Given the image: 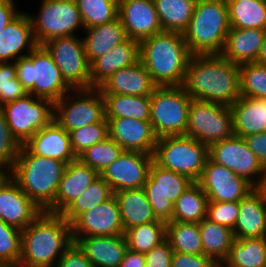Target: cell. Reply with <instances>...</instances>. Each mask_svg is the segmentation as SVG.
I'll return each instance as SVG.
<instances>
[{
	"instance_id": "45",
	"label": "cell",
	"mask_w": 266,
	"mask_h": 267,
	"mask_svg": "<svg viewBox=\"0 0 266 267\" xmlns=\"http://www.w3.org/2000/svg\"><path fill=\"white\" fill-rule=\"evenodd\" d=\"M21 232L0 220V267H18L21 257Z\"/></svg>"
},
{
	"instance_id": "54",
	"label": "cell",
	"mask_w": 266,
	"mask_h": 267,
	"mask_svg": "<svg viewBox=\"0 0 266 267\" xmlns=\"http://www.w3.org/2000/svg\"><path fill=\"white\" fill-rule=\"evenodd\" d=\"M20 12L13 0H0V34Z\"/></svg>"
},
{
	"instance_id": "41",
	"label": "cell",
	"mask_w": 266,
	"mask_h": 267,
	"mask_svg": "<svg viewBox=\"0 0 266 267\" xmlns=\"http://www.w3.org/2000/svg\"><path fill=\"white\" fill-rule=\"evenodd\" d=\"M130 250L146 254L166 239V222L162 220L134 226L124 232Z\"/></svg>"
},
{
	"instance_id": "11",
	"label": "cell",
	"mask_w": 266,
	"mask_h": 267,
	"mask_svg": "<svg viewBox=\"0 0 266 267\" xmlns=\"http://www.w3.org/2000/svg\"><path fill=\"white\" fill-rule=\"evenodd\" d=\"M186 136L208 147L234 135L230 106L192 99Z\"/></svg>"
},
{
	"instance_id": "18",
	"label": "cell",
	"mask_w": 266,
	"mask_h": 267,
	"mask_svg": "<svg viewBox=\"0 0 266 267\" xmlns=\"http://www.w3.org/2000/svg\"><path fill=\"white\" fill-rule=\"evenodd\" d=\"M43 210L28 197L8 173L0 176V220L24 230Z\"/></svg>"
},
{
	"instance_id": "37",
	"label": "cell",
	"mask_w": 266,
	"mask_h": 267,
	"mask_svg": "<svg viewBox=\"0 0 266 267\" xmlns=\"http://www.w3.org/2000/svg\"><path fill=\"white\" fill-rule=\"evenodd\" d=\"M208 198L198 182H193L174 203L172 221L199 223L207 218Z\"/></svg>"
},
{
	"instance_id": "8",
	"label": "cell",
	"mask_w": 266,
	"mask_h": 267,
	"mask_svg": "<svg viewBox=\"0 0 266 267\" xmlns=\"http://www.w3.org/2000/svg\"><path fill=\"white\" fill-rule=\"evenodd\" d=\"M192 98L182 86H156L151 94L150 122L155 135H185Z\"/></svg>"
},
{
	"instance_id": "46",
	"label": "cell",
	"mask_w": 266,
	"mask_h": 267,
	"mask_svg": "<svg viewBox=\"0 0 266 267\" xmlns=\"http://www.w3.org/2000/svg\"><path fill=\"white\" fill-rule=\"evenodd\" d=\"M69 135L72 150L76 157H78L93 144L102 142L109 137L108 121L105 118L101 122L83 126L79 129L70 131Z\"/></svg>"
},
{
	"instance_id": "49",
	"label": "cell",
	"mask_w": 266,
	"mask_h": 267,
	"mask_svg": "<svg viewBox=\"0 0 266 267\" xmlns=\"http://www.w3.org/2000/svg\"><path fill=\"white\" fill-rule=\"evenodd\" d=\"M239 201H208L207 219L233 230L238 218Z\"/></svg>"
},
{
	"instance_id": "47",
	"label": "cell",
	"mask_w": 266,
	"mask_h": 267,
	"mask_svg": "<svg viewBox=\"0 0 266 267\" xmlns=\"http://www.w3.org/2000/svg\"><path fill=\"white\" fill-rule=\"evenodd\" d=\"M28 91L18 81L14 62H0V107L25 97Z\"/></svg>"
},
{
	"instance_id": "17",
	"label": "cell",
	"mask_w": 266,
	"mask_h": 267,
	"mask_svg": "<svg viewBox=\"0 0 266 267\" xmlns=\"http://www.w3.org/2000/svg\"><path fill=\"white\" fill-rule=\"evenodd\" d=\"M152 162L153 154L123 151L101 172L100 176L109 184L113 193L143 188Z\"/></svg>"
},
{
	"instance_id": "5",
	"label": "cell",
	"mask_w": 266,
	"mask_h": 267,
	"mask_svg": "<svg viewBox=\"0 0 266 267\" xmlns=\"http://www.w3.org/2000/svg\"><path fill=\"white\" fill-rule=\"evenodd\" d=\"M229 30L226 0H197L182 34L192 55L221 54Z\"/></svg>"
},
{
	"instance_id": "40",
	"label": "cell",
	"mask_w": 266,
	"mask_h": 267,
	"mask_svg": "<svg viewBox=\"0 0 266 267\" xmlns=\"http://www.w3.org/2000/svg\"><path fill=\"white\" fill-rule=\"evenodd\" d=\"M113 196L109 184L99 175L61 215L71 224L79 215L104 203Z\"/></svg>"
},
{
	"instance_id": "43",
	"label": "cell",
	"mask_w": 266,
	"mask_h": 267,
	"mask_svg": "<svg viewBox=\"0 0 266 267\" xmlns=\"http://www.w3.org/2000/svg\"><path fill=\"white\" fill-rule=\"evenodd\" d=\"M113 139L107 137L104 141L93 144L82 152L77 158L83 163L93 168L99 174L111 163H113L123 152Z\"/></svg>"
},
{
	"instance_id": "12",
	"label": "cell",
	"mask_w": 266,
	"mask_h": 267,
	"mask_svg": "<svg viewBox=\"0 0 266 267\" xmlns=\"http://www.w3.org/2000/svg\"><path fill=\"white\" fill-rule=\"evenodd\" d=\"M16 140L24 145L37 131L53 121L54 103L32 94L0 107Z\"/></svg>"
},
{
	"instance_id": "29",
	"label": "cell",
	"mask_w": 266,
	"mask_h": 267,
	"mask_svg": "<svg viewBox=\"0 0 266 267\" xmlns=\"http://www.w3.org/2000/svg\"><path fill=\"white\" fill-rule=\"evenodd\" d=\"M265 30L230 28L221 55L234 64L256 62Z\"/></svg>"
},
{
	"instance_id": "23",
	"label": "cell",
	"mask_w": 266,
	"mask_h": 267,
	"mask_svg": "<svg viewBox=\"0 0 266 267\" xmlns=\"http://www.w3.org/2000/svg\"><path fill=\"white\" fill-rule=\"evenodd\" d=\"M24 146L34 155L60 160L66 164L77 159L71 147L69 132L54 120L37 131Z\"/></svg>"
},
{
	"instance_id": "20",
	"label": "cell",
	"mask_w": 266,
	"mask_h": 267,
	"mask_svg": "<svg viewBox=\"0 0 266 267\" xmlns=\"http://www.w3.org/2000/svg\"><path fill=\"white\" fill-rule=\"evenodd\" d=\"M118 18L127 37L139 42L163 32L153 0H119Z\"/></svg>"
},
{
	"instance_id": "30",
	"label": "cell",
	"mask_w": 266,
	"mask_h": 267,
	"mask_svg": "<svg viewBox=\"0 0 266 267\" xmlns=\"http://www.w3.org/2000/svg\"><path fill=\"white\" fill-rule=\"evenodd\" d=\"M233 235L235 239L266 237V208L255 190L239 201Z\"/></svg>"
},
{
	"instance_id": "44",
	"label": "cell",
	"mask_w": 266,
	"mask_h": 267,
	"mask_svg": "<svg viewBox=\"0 0 266 267\" xmlns=\"http://www.w3.org/2000/svg\"><path fill=\"white\" fill-rule=\"evenodd\" d=\"M240 94L266 99V65L250 62L239 65Z\"/></svg>"
},
{
	"instance_id": "39",
	"label": "cell",
	"mask_w": 266,
	"mask_h": 267,
	"mask_svg": "<svg viewBox=\"0 0 266 267\" xmlns=\"http://www.w3.org/2000/svg\"><path fill=\"white\" fill-rule=\"evenodd\" d=\"M166 239L175 252L204 254L199 223L166 222Z\"/></svg>"
},
{
	"instance_id": "9",
	"label": "cell",
	"mask_w": 266,
	"mask_h": 267,
	"mask_svg": "<svg viewBox=\"0 0 266 267\" xmlns=\"http://www.w3.org/2000/svg\"><path fill=\"white\" fill-rule=\"evenodd\" d=\"M105 118V100L99 87L72 89L54 102L53 120L68 132Z\"/></svg>"
},
{
	"instance_id": "36",
	"label": "cell",
	"mask_w": 266,
	"mask_h": 267,
	"mask_svg": "<svg viewBox=\"0 0 266 267\" xmlns=\"http://www.w3.org/2000/svg\"><path fill=\"white\" fill-rule=\"evenodd\" d=\"M106 118H133L150 121L151 96L103 94Z\"/></svg>"
},
{
	"instance_id": "16",
	"label": "cell",
	"mask_w": 266,
	"mask_h": 267,
	"mask_svg": "<svg viewBox=\"0 0 266 267\" xmlns=\"http://www.w3.org/2000/svg\"><path fill=\"white\" fill-rule=\"evenodd\" d=\"M198 183L208 201H240L254 190V186L246 179L237 176L233 171L215 163L210 158L204 166Z\"/></svg>"
},
{
	"instance_id": "28",
	"label": "cell",
	"mask_w": 266,
	"mask_h": 267,
	"mask_svg": "<svg viewBox=\"0 0 266 267\" xmlns=\"http://www.w3.org/2000/svg\"><path fill=\"white\" fill-rule=\"evenodd\" d=\"M230 108L234 135L246 137L266 132V99L240 96Z\"/></svg>"
},
{
	"instance_id": "42",
	"label": "cell",
	"mask_w": 266,
	"mask_h": 267,
	"mask_svg": "<svg viewBox=\"0 0 266 267\" xmlns=\"http://www.w3.org/2000/svg\"><path fill=\"white\" fill-rule=\"evenodd\" d=\"M84 29L109 23L118 18L119 0H75Z\"/></svg>"
},
{
	"instance_id": "38",
	"label": "cell",
	"mask_w": 266,
	"mask_h": 267,
	"mask_svg": "<svg viewBox=\"0 0 266 267\" xmlns=\"http://www.w3.org/2000/svg\"><path fill=\"white\" fill-rule=\"evenodd\" d=\"M163 31L183 33L197 0H153Z\"/></svg>"
},
{
	"instance_id": "19",
	"label": "cell",
	"mask_w": 266,
	"mask_h": 267,
	"mask_svg": "<svg viewBox=\"0 0 266 267\" xmlns=\"http://www.w3.org/2000/svg\"><path fill=\"white\" fill-rule=\"evenodd\" d=\"M70 225L72 237L124 234L120 209L114 195L79 215Z\"/></svg>"
},
{
	"instance_id": "14",
	"label": "cell",
	"mask_w": 266,
	"mask_h": 267,
	"mask_svg": "<svg viewBox=\"0 0 266 267\" xmlns=\"http://www.w3.org/2000/svg\"><path fill=\"white\" fill-rule=\"evenodd\" d=\"M43 46L52 55L63 78L73 89L91 88L90 64L86 57L83 37H57Z\"/></svg>"
},
{
	"instance_id": "50",
	"label": "cell",
	"mask_w": 266,
	"mask_h": 267,
	"mask_svg": "<svg viewBox=\"0 0 266 267\" xmlns=\"http://www.w3.org/2000/svg\"><path fill=\"white\" fill-rule=\"evenodd\" d=\"M173 249L165 239L145 255V267H171Z\"/></svg>"
},
{
	"instance_id": "15",
	"label": "cell",
	"mask_w": 266,
	"mask_h": 267,
	"mask_svg": "<svg viewBox=\"0 0 266 267\" xmlns=\"http://www.w3.org/2000/svg\"><path fill=\"white\" fill-rule=\"evenodd\" d=\"M209 158L215 163L227 167L237 176L243 177L253 186L266 173V169L248 148L244 138L236 135L211 144Z\"/></svg>"
},
{
	"instance_id": "10",
	"label": "cell",
	"mask_w": 266,
	"mask_h": 267,
	"mask_svg": "<svg viewBox=\"0 0 266 267\" xmlns=\"http://www.w3.org/2000/svg\"><path fill=\"white\" fill-rule=\"evenodd\" d=\"M40 5L36 17L28 13L38 45L57 37L76 35L79 28L84 29L75 0H41Z\"/></svg>"
},
{
	"instance_id": "1",
	"label": "cell",
	"mask_w": 266,
	"mask_h": 267,
	"mask_svg": "<svg viewBox=\"0 0 266 267\" xmlns=\"http://www.w3.org/2000/svg\"><path fill=\"white\" fill-rule=\"evenodd\" d=\"M182 87L192 99L231 106L241 96L239 65L221 54L192 55Z\"/></svg>"
},
{
	"instance_id": "26",
	"label": "cell",
	"mask_w": 266,
	"mask_h": 267,
	"mask_svg": "<svg viewBox=\"0 0 266 267\" xmlns=\"http://www.w3.org/2000/svg\"><path fill=\"white\" fill-rule=\"evenodd\" d=\"M139 41L129 37L90 64L91 88L99 87L112 74L139 61Z\"/></svg>"
},
{
	"instance_id": "53",
	"label": "cell",
	"mask_w": 266,
	"mask_h": 267,
	"mask_svg": "<svg viewBox=\"0 0 266 267\" xmlns=\"http://www.w3.org/2000/svg\"><path fill=\"white\" fill-rule=\"evenodd\" d=\"M248 148L257 156L266 169V132L243 137Z\"/></svg>"
},
{
	"instance_id": "33",
	"label": "cell",
	"mask_w": 266,
	"mask_h": 267,
	"mask_svg": "<svg viewBox=\"0 0 266 267\" xmlns=\"http://www.w3.org/2000/svg\"><path fill=\"white\" fill-rule=\"evenodd\" d=\"M203 253L218 265L228 258L234 238L233 230L205 218L199 222Z\"/></svg>"
},
{
	"instance_id": "27",
	"label": "cell",
	"mask_w": 266,
	"mask_h": 267,
	"mask_svg": "<svg viewBox=\"0 0 266 267\" xmlns=\"http://www.w3.org/2000/svg\"><path fill=\"white\" fill-rule=\"evenodd\" d=\"M155 87L140 60L132 66L118 70L99 86L102 94L131 96H151Z\"/></svg>"
},
{
	"instance_id": "55",
	"label": "cell",
	"mask_w": 266,
	"mask_h": 267,
	"mask_svg": "<svg viewBox=\"0 0 266 267\" xmlns=\"http://www.w3.org/2000/svg\"><path fill=\"white\" fill-rule=\"evenodd\" d=\"M119 267H145V255L128 249Z\"/></svg>"
},
{
	"instance_id": "31",
	"label": "cell",
	"mask_w": 266,
	"mask_h": 267,
	"mask_svg": "<svg viewBox=\"0 0 266 267\" xmlns=\"http://www.w3.org/2000/svg\"><path fill=\"white\" fill-rule=\"evenodd\" d=\"M119 209L124 232L134 226L157 221L143 188L113 193Z\"/></svg>"
},
{
	"instance_id": "32",
	"label": "cell",
	"mask_w": 266,
	"mask_h": 267,
	"mask_svg": "<svg viewBox=\"0 0 266 267\" xmlns=\"http://www.w3.org/2000/svg\"><path fill=\"white\" fill-rule=\"evenodd\" d=\"M84 31L83 42L89 64L128 38L119 18Z\"/></svg>"
},
{
	"instance_id": "56",
	"label": "cell",
	"mask_w": 266,
	"mask_h": 267,
	"mask_svg": "<svg viewBox=\"0 0 266 267\" xmlns=\"http://www.w3.org/2000/svg\"><path fill=\"white\" fill-rule=\"evenodd\" d=\"M255 192L260 196L262 203L266 208V173L265 175L254 185Z\"/></svg>"
},
{
	"instance_id": "21",
	"label": "cell",
	"mask_w": 266,
	"mask_h": 267,
	"mask_svg": "<svg viewBox=\"0 0 266 267\" xmlns=\"http://www.w3.org/2000/svg\"><path fill=\"white\" fill-rule=\"evenodd\" d=\"M109 137L124 151L154 154L158 137L150 121L133 118H106Z\"/></svg>"
},
{
	"instance_id": "3",
	"label": "cell",
	"mask_w": 266,
	"mask_h": 267,
	"mask_svg": "<svg viewBox=\"0 0 266 267\" xmlns=\"http://www.w3.org/2000/svg\"><path fill=\"white\" fill-rule=\"evenodd\" d=\"M139 60L156 86H182L192 57L180 32L163 31L139 42Z\"/></svg>"
},
{
	"instance_id": "57",
	"label": "cell",
	"mask_w": 266,
	"mask_h": 267,
	"mask_svg": "<svg viewBox=\"0 0 266 267\" xmlns=\"http://www.w3.org/2000/svg\"><path fill=\"white\" fill-rule=\"evenodd\" d=\"M256 62L266 65V30L264 33L263 43L261 45V49H260V52H259V55H258Z\"/></svg>"
},
{
	"instance_id": "48",
	"label": "cell",
	"mask_w": 266,
	"mask_h": 267,
	"mask_svg": "<svg viewBox=\"0 0 266 267\" xmlns=\"http://www.w3.org/2000/svg\"><path fill=\"white\" fill-rule=\"evenodd\" d=\"M21 146L0 111V172L8 173L13 168Z\"/></svg>"
},
{
	"instance_id": "4",
	"label": "cell",
	"mask_w": 266,
	"mask_h": 267,
	"mask_svg": "<svg viewBox=\"0 0 266 267\" xmlns=\"http://www.w3.org/2000/svg\"><path fill=\"white\" fill-rule=\"evenodd\" d=\"M65 168V162L34 155L22 145L8 174L28 197L47 211L55 202Z\"/></svg>"
},
{
	"instance_id": "2",
	"label": "cell",
	"mask_w": 266,
	"mask_h": 267,
	"mask_svg": "<svg viewBox=\"0 0 266 267\" xmlns=\"http://www.w3.org/2000/svg\"><path fill=\"white\" fill-rule=\"evenodd\" d=\"M72 242L70 223L61 214L43 211L21 232L18 267H56Z\"/></svg>"
},
{
	"instance_id": "25",
	"label": "cell",
	"mask_w": 266,
	"mask_h": 267,
	"mask_svg": "<svg viewBox=\"0 0 266 267\" xmlns=\"http://www.w3.org/2000/svg\"><path fill=\"white\" fill-rule=\"evenodd\" d=\"M94 267H119L126 251L123 235L72 237Z\"/></svg>"
},
{
	"instance_id": "35",
	"label": "cell",
	"mask_w": 266,
	"mask_h": 267,
	"mask_svg": "<svg viewBox=\"0 0 266 267\" xmlns=\"http://www.w3.org/2000/svg\"><path fill=\"white\" fill-rule=\"evenodd\" d=\"M222 267H266V237L234 239Z\"/></svg>"
},
{
	"instance_id": "51",
	"label": "cell",
	"mask_w": 266,
	"mask_h": 267,
	"mask_svg": "<svg viewBox=\"0 0 266 267\" xmlns=\"http://www.w3.org/2000/svg\"><path fill=\"white\" fill-rule=\"evenodd\" d=\"M219 265L204 254H186L173 251L171 267H218Z\"/></svg>"
},
{
	"instance_id": "24",
	"label": "cell",
	"mask_w": 266,
	"mask_h": 267,
	"mask_svg": "<svg viewBox=\"0 0 266 267\" xmlns=\"http://www.w3.org/2000/svg\"><path fill=\"white\" fill-rule=\"evenodd\" d=\"M37 45L28 13L20 12L0 34V62L26 57Z\"/></svg>"
},
{
	"instance_id": "34",
	"label": "cell",
	"mask_w": 266,
	"mask_h": 267,
	"mask_svg": "<svg viewBox=\"0 0 266 267\" xmlns=\"http://www.w3.org/2000/svg\"><path fill=\"white\" fill-rule=\"evenodd\" d=\"M230 28L266 30V0H226Z\"/></svg>"
},
{
	"instance_id": "6",
	"label": "cell",
	"mask_w": 266,
	"mask_h": 267,
	"mask_svg": "<svg viewBox=\"0 0 266 267\" xmlns=\"http://www.w3.org/2000/svg\"><path fill=\"white\" fill-rule=\"evenodd\" d=\"M14 63L18 81L35 97L49 99L54 103L73 89L43 45H37L28 56Z\"/></svg>"
},
{
	"instance_id": "22",
	"label": "cell",
	"mask_w": 266,
	"mask_h": 267,
	"mask_svg": "<svg viewBox=\"0 0 266 267\" xmlns=\"http://www.w3.org/2000/svg\"><path fill=\"white\" fill-rule=\"evenodd\" d=\"M100 174L78 158L66 164L55 202L47 212L61 214Z\"/></svg>"
},
{
	"instance_id": "13",
	"label": "cell",
	"mask_w": 266,
	"mask_h": 267,
	"mask_svg": "<svg viewBox=\"0 0 266 267\" xmlns=\"http://www.w3.org/2000/svg\"><path fill=\"white\" fill-rule=\"evenodd\" d=\"M192 183L188 177L161 168L153 161L143 189L156 218L172 221L174 203Z\"/></svg>"
},
{
	"instance_id": "7",
	"label": "cell",
	"mask_w": 266,
	"mask_h": 267,
	"mask_svg": "<svg viewBox=\"0 0 266 267\" xmlns=\"http://www.w3.org/2000/svg\"><path fill=\"white\" fill-rule=\"evenodd\" d=\"M209 158V147L186 135L158 138L153 161L161 168L172 170L198 182Z\"/></svg>"
},
{
	"instance_id": "52",
	"label": "cell",
	"mask_w": 266,
	"mask_h": 267,
	"mask_svg": "<svg viewBox=\"0 0 266 267\" xmlns=\"http://www.w3.org/2000/svg\"><path fill=\"white\" fill-rule=\"evenodd\" d=\"M56 267H94L79 246L72 244L64 251Z\"/></svg>"
}]
</instances>
